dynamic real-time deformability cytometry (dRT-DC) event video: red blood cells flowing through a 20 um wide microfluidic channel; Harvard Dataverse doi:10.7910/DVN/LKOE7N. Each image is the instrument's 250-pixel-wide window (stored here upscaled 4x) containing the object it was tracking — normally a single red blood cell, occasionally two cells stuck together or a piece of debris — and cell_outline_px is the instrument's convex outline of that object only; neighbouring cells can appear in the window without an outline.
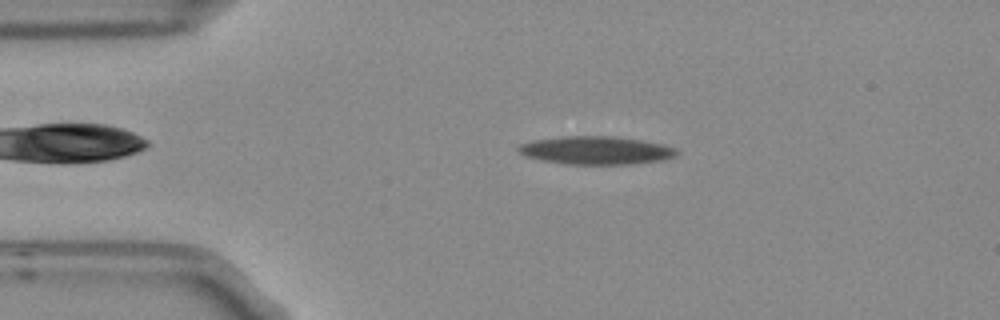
{"species": "Egyptian fruit bat (a non-hibernating species)", "species_latin": "Rousettus aegyptiacus", "temperature_condition": "room temperature", "stored_images_in_passage": 2, "camera_frame_rate_fps": 3000, "um_per_image_px": 0.085, "frame": {"image": 1, "passage_image": 1, "time_ms": 0.0, "image_size_px": [1000, 320], "cell_outline_px": [[680, 152], [676, 156], [664, 160], [628, 164], [568, 164], [544, 160], [524, 156], [516, 152], [516, 144], [532, 140], [564, 136], [612, 136], [640, 140], [664, 144], [676, 148]], "centroid_in_image_um": [50.64, 12.77], "position_along_channel_um": 34.4, "area_um2": 26.18}}